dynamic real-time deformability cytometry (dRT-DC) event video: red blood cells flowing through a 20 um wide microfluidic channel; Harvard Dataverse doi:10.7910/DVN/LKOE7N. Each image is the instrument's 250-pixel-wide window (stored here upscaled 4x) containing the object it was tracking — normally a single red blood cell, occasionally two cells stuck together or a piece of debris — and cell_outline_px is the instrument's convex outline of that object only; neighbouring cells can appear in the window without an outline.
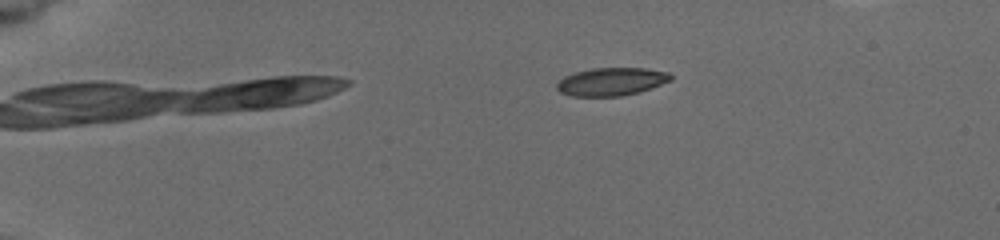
{"species": "common noctule bat (a hibernating species)", "species_latin": "Nyctalus noctula", "temperature_condition": "cold", "stored_images_in_passage": 7, "camera_frame_rate_fps": 3000, "um_per_image_px": 0.085, "animal": {"sex": "female", "body_mass_g": 19.5, "forearm_length_mm": 54.1}, "frame": {"image": 1, "passage_image": 5, "time_ms": 3.667, "image_size_px": [1000, 240], "cell_outline_px": [[672, 80], [640, 92], [620, 96], [572, 96], [560, 92], [556, 88], [556, 84], [564, 76], [576, 72], [592, 68], [644, 68], [668, 72], [672, 76]], "centroid_in_image_um": [51.97, 6.94], "position_along_channel_um": 33.0, "area_um2": 18.55}}